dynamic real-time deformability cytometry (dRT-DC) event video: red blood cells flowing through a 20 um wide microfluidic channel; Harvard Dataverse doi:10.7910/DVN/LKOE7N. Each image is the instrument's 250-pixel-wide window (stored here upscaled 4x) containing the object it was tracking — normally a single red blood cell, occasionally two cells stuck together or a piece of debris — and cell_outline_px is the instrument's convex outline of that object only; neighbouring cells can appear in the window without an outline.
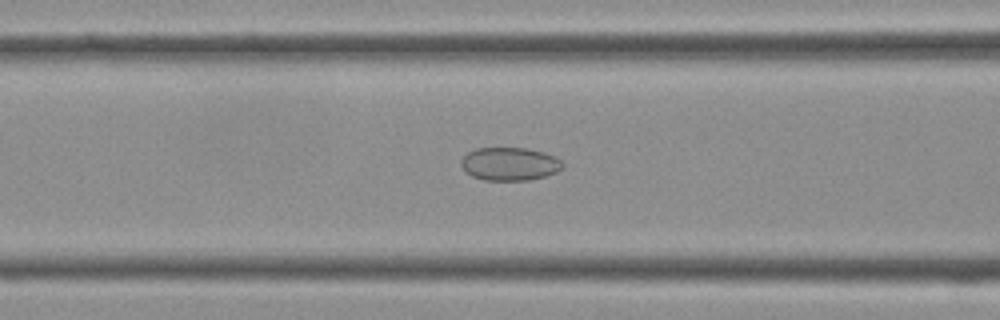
{"species": "Egyptian fruit bat (a non-hibernating species)", "species_latin": "Rousettus aegyptiacus", "temperature_condition": "cold", "stored_images_in_passage": 36, "camera_frame_rate_fps": 3000, "um_per_image_px": 0.085, "frame": {"image": 1, "passage_image": 11, "time_ms": 3.333, "image_size_px": [1000, 320], "cell_outline_px": [[564, 164], [556, 172], [544, 176], [528, 180], [484, 180], [472, 176], [460, 164], [460, 160], [468, 152], [476, 148], [528, 148], [544, 152], [556, 156]], "centroid_in_image_um": [43.32, 13.92], "position_along_channel_um": 123.3, "area_um2": 19.54}}
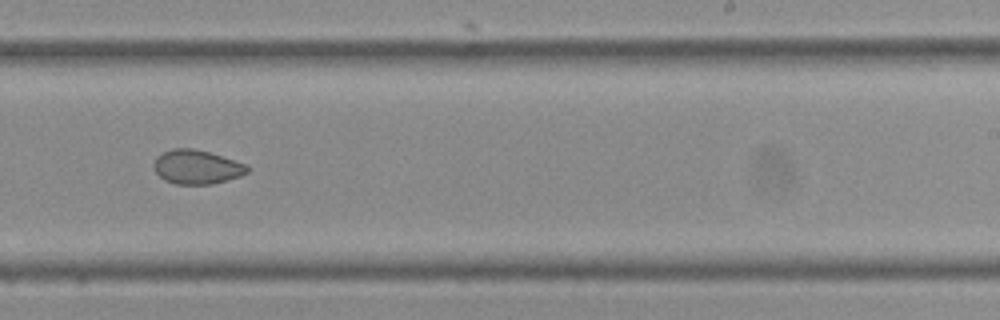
{"frame": {"image": 2, "passage_image": 20, "time_ms": 6.333, "image_size_px": [1000, 320], "cell_outline_px": [[248, 172], [240, 176], [212, 184], [176, 184], [164, 180], [152, 168], [152, 164], [156, 156], [172, 148], [192, 148], [208, 152], [244, 164], [248, 168]], "centroid_in_image_um": [16.65, 14.2], "position_along_channel_um": 272.3, "area_um2": 18.38}}
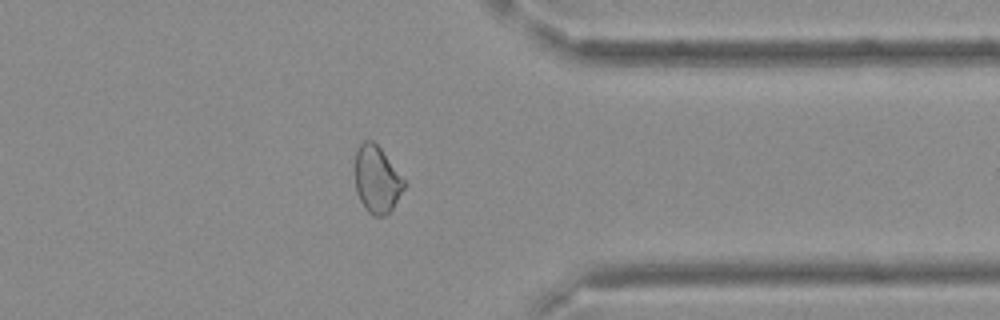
{"frame": {"image": 3, "passage_image": 27, "time_ms": 8.667, "image_size_px": [1000, 320], "cell_outline_px": [[408, 184], [392, 208], [384, 216], [372, 216], [364, 208], [356, 192], [356, 148], [364, 140], [372, 140], [380, 148]], "centroid_in_image_um": [32.04, 15.27], "position_along_channel_um": 379.4, "area_um2": 19.13}}